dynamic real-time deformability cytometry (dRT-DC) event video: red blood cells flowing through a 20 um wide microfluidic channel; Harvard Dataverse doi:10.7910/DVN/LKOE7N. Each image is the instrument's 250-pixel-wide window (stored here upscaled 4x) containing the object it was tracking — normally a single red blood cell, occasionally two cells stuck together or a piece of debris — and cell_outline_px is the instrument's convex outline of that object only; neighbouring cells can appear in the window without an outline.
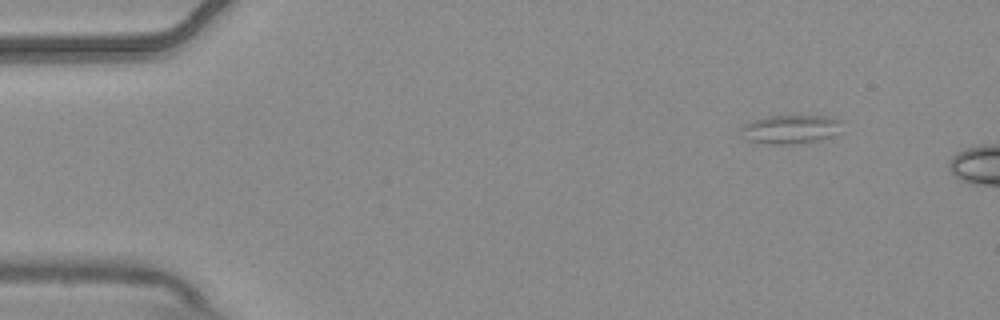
{"species": "common noctule bat (a hibernating species)", "species_latin": "Nyctalus noctula", "temperature_condition": "warm", "stored_images_in_passage": 3, "camera_frame_rate_fps": 3000, "um_per_image_px": 0.085, "animal": {"sex": "male", "body_mass_g": 20.4}, "frame": {"image": 1, "passage_image": 1, "time_ms": 0.0, "image_size_px": [1000, 320], "cell_outline_px": [[844, 120], [832, 136], [816, 140], [792, 144], [768, 144], [744, 140], [740, 128], [744, 124], [768, 116], [832, 116]], "centroid_in_image_um": [67.16, 10.98], "position_along_channel_um": 17.8, "area_um2": 16.82}}